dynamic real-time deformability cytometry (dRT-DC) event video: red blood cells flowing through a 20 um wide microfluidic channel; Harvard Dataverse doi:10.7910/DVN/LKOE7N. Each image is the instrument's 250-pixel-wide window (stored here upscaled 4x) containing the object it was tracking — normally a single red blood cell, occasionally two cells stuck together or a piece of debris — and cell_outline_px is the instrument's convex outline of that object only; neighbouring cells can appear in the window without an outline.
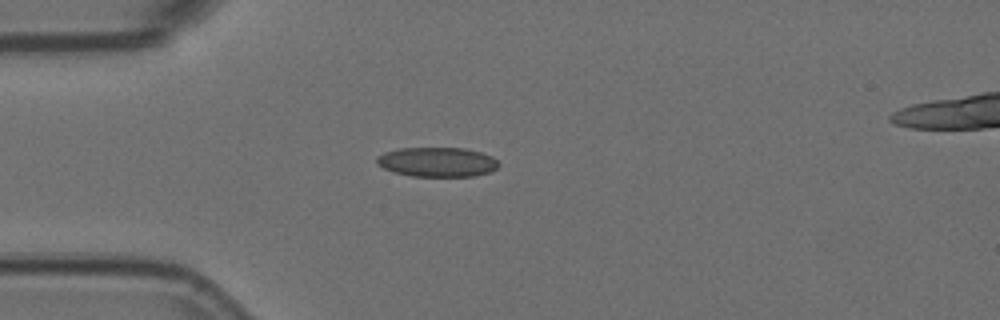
{"species": "Egyptian fruit bat (a non-hibernating species)", "species_latin": "Rousettus aegyptiacus", "temperature_condition": "room temperature", "stored_images_in_passage": 1, "camera_frame_rate_fps": 3000, "um_per_image_px": 0.085, "animal": {"sex": "female"}, "frame": {"image": 1, "passage_image": 1, "time_ms": 0.0, "image_size_px": [1000, 320], "cell_outline_px": [[500, 164], [492, 172], [472, 176], [412, 176], [396, 172], [384, 168], [376, 164], [376, 156], [384, 152], [400, 148], [464, 148], [480, 152], [492, 156]], "centroid_in_image_um": [37.16, 13.77], "position_along_channel_um": 47.8, "area_um2": 20.98}}